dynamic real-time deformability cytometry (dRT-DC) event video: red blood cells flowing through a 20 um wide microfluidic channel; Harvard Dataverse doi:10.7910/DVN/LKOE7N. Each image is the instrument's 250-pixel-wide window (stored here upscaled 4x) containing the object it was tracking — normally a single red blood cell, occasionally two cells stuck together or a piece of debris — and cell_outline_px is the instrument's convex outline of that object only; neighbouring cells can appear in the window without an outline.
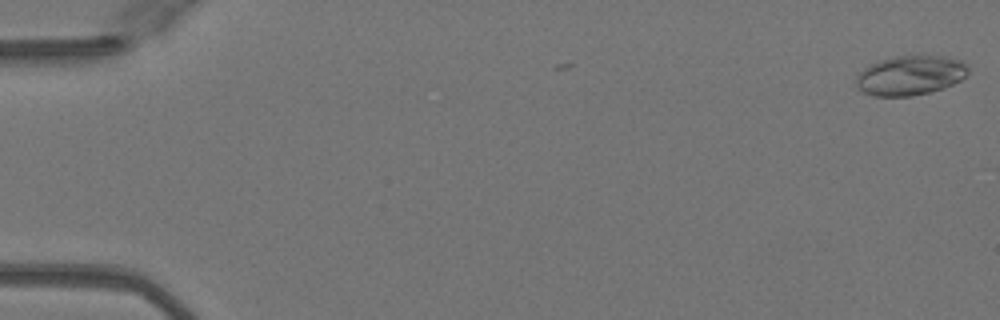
{"species": "Egyptian fruit bat (a non-hibernating species)", "species_latin": "Rousettus aegyptiacus", "temperature_condition": "warm", "stored_images_in_passage": 4, "camera_frame_rate_fps": 3000, "um_per_image_px": 0.085, "animal": {"sex": "female"}, "frame": {"image": 1, "passage_image": 1, "time_ms": 0.0, "image_size_px": [1000, 320], "cell_outline_px": [[968, 72], [960, 80], [944, 88], [912, 96], [872, 96], [856, 88], [856, 76], [864, 68], [880, 60], [896, 56], [920, 52], [948, 56], [960, 60], [968, 68]], "centroid_in_image_um": [77.37, 6.36], "position_along_channel_um": 7.6, "area_um2": 26.47}}